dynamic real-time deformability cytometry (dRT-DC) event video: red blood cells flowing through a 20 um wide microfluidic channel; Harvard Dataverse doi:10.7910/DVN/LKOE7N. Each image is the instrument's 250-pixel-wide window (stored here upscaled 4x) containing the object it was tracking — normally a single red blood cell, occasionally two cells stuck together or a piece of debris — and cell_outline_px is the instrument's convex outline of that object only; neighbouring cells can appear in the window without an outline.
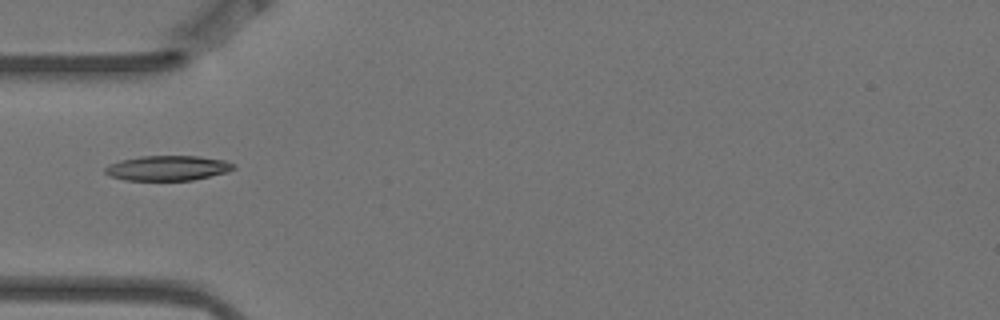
{"species": "Egyptian fruit bat (a non-hibernating species)", "species_latin": "Rousettus aegyptiacus", "temperature_condition": "warm", "stored_images_in_passage": 5, "camera_frame_rate_fps": 3000, "um_per_image_px": 0.085, "animal": {"sex": "female"}, "frame": {"image": 1, "passage_image": 5, "time_ms": 1.333, "image_size_px": [1000, 320], "cell_outline_px": [[236, 168], [228, 172], [192, 180], [124, 180], [108, 176], [104, 172], [104, 168], [108, 164], [120, 160], [140, 156], [200, 156], [224, 160], [236, 164]], "centroid_in_image_um": [14.24, 14.28], "position_along_channel_um": 70.8, "area_um2": 18.9}}